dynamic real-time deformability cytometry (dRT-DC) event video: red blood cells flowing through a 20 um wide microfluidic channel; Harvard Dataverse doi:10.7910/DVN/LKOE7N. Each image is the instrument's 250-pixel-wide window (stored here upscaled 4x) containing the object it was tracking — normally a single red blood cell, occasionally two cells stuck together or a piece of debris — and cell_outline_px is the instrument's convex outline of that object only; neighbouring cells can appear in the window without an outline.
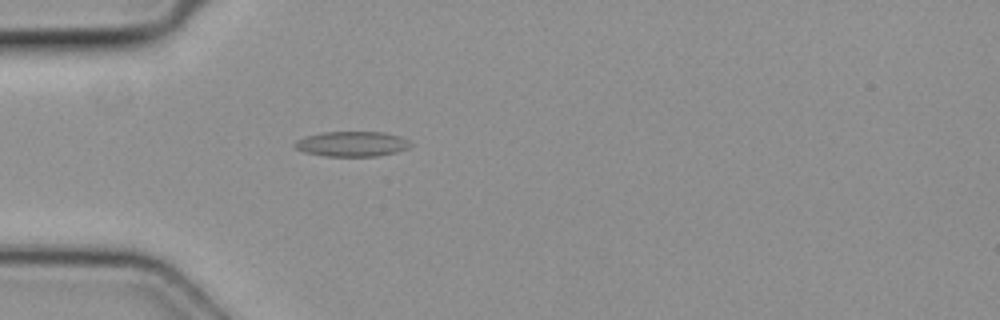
{"species": "common noctule bat (a hibernating species)", "species_latin": "Nyctalus noctula", "temperature_condition": "cold", "stored_images_in_passage": 2, "camera_frame_rate_fps": 3000, "um_per_image_px": 0.085, "animal": {"sex": "female", "body_mass_g": 19.3, "forearm_length_mm": 54.1}, "frame": {"image": 1, "passage_image": 2, "time_ms": 0.333, "image_size_px": [1000, 320], "cell_outline_px": [[412, 144], [408, 148], [396, 152], [376, 156], [324, 156], [304, 152], [296, 148], [292, 144], [296, 140], [304, 136], [320, 132], [384, 132], [400, 136], [408, 140]], "centroid_in_image_um": [29.89, 12.23], "position_along_channel_um": 55.1, "area_um2": 17.05}}